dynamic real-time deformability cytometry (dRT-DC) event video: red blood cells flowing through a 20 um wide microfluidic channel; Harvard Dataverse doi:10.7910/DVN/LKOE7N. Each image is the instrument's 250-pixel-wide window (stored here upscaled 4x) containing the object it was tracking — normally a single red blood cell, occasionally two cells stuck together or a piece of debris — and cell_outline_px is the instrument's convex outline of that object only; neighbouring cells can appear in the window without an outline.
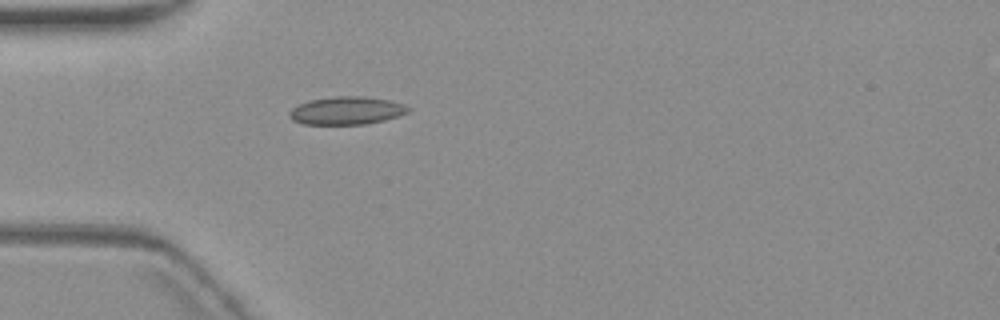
{"species": "common noctule bat (a hibernating species)", "species_latin": "Nyctalus noctula", "temperature_condition": "warm", "stored_images_in_passage": 4, "camera_frame_rate_fps": 3000, "um_per_image_px": 0.085, "animal": {"sex": "female", "body_mass_g": 19.3, "forearm_length_mm": 54.1}, "frame": {"image": 1, "passage_image": 4, "time_ms": 3.667, "image_size_px": [1000, 320], "cell_outline_px": [[412, 108], [408, 112], [384, 120], [364, 124], [304, 124], [292, 120], [288, 116], [288, 112], [292, 108], [308, 100], [336, 96], [364, 96], [388, 100], [404, 104]], "centroid_in_image_um": [29.44, 9.39], "position_along_channel_um": 55.6, "area_um2": 19.31}}